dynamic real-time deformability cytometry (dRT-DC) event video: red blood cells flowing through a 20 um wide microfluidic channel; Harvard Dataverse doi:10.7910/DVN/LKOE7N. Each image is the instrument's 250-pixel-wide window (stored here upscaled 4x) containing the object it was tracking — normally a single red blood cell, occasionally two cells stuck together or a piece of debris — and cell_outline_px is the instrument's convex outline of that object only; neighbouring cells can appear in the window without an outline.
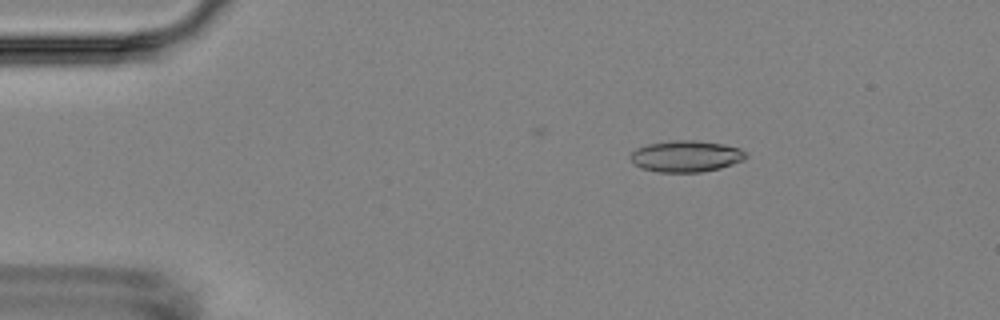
{"species": "Egyptian fruit bat (a non-hibernating species)", "species_latin": "Rousettus aegyptiacus", "temperature_condition": "room temperature", "stored_images_in_passage": 4, "camera_frame_rate_fps": 3000, "um_per_image_px": 0.085, "animal": {"sex": "female"}, "frame": {"image": 1, "passage_image": 3, "time_ms": 2.333, "image_size_px": [1000, 320], "cell_outline_px": [[748, 156], [744, 160], [720, 168], [700, 172], [660, 172], [640, 168], [632, 164], [628, 156], [636, 148], [648, 144], [668, 140], [696, 140], [724, 144], [740, 148], [748, 152]], "centroid_in_image_um": [58.3, 13.27], "position_along_channel_um": 26.7, "area_um2": 21.5}}